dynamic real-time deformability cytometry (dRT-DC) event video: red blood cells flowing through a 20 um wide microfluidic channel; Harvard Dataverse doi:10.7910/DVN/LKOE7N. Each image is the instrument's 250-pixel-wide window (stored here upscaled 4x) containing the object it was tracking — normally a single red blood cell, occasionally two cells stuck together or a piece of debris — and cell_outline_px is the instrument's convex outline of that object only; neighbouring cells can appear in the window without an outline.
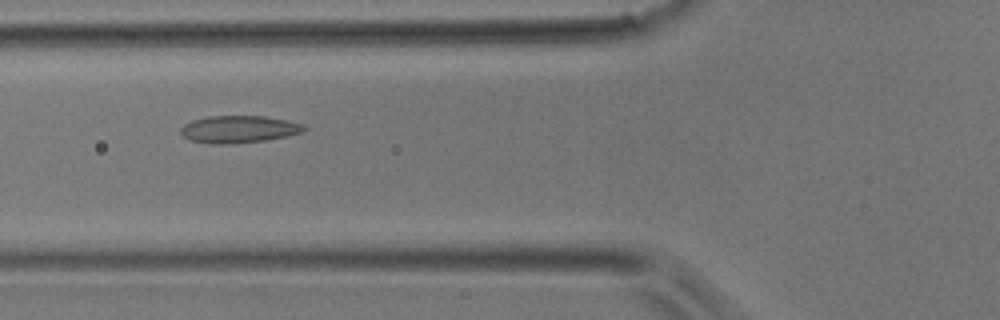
{"species": "common noctule bat (a hibernating species)", "species_latin": "Nyctalus noctula", "temperature_condition": "room temperature", "stored_images_in_passage": 36, "camera_frame_rate_fps": 3000, "um_per_image_px": 0.085, "animal": {"sex": "male", "body_mass_g": 17.9}, "frame": {"image": 1, "passage_image": 7, "time_ms": 2.0, "image_size_px": [1000, 320], "cell_outline_px": [[308, 128], [304, 132], [288, 136], [264, 140], [228, 144], [216, 144], [188, 140], [180, 132], [180, 128], [184, 124], [192, 120], [208, 116], [264, 116], [288, 120], [304, 124]], "centroid_in_image_um": [20.32, 10.98], "position_along_channel_um": 105.5, "area_um2": 19.71}}
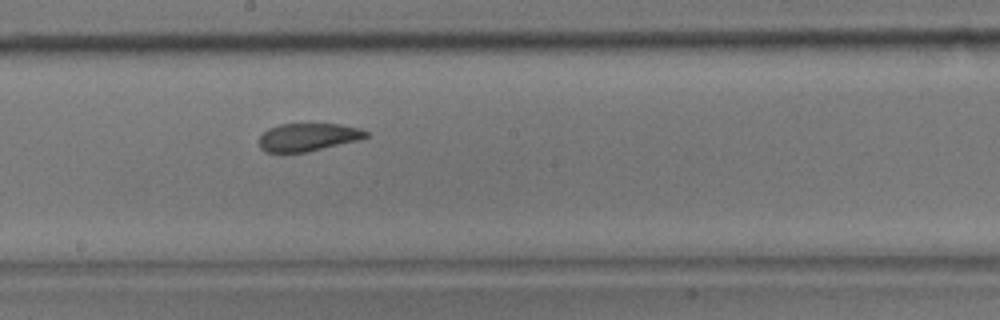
{"frame": {"image": 2, "passage_image": 15, "time_ms": 4.667, "image_size_px": [1000, 320], "cell_outline_px": [[372, 136], [360, 140], [304, 152], [264, 152], [260, 148], [260, 136], [268, 128], [280, 124], [340, 124], [360, 128], [368, 132]], "centroid_in_image_um": [26.22, 11.65], "position_along_channel_um": 222.0, "area_um2": 17.4}}
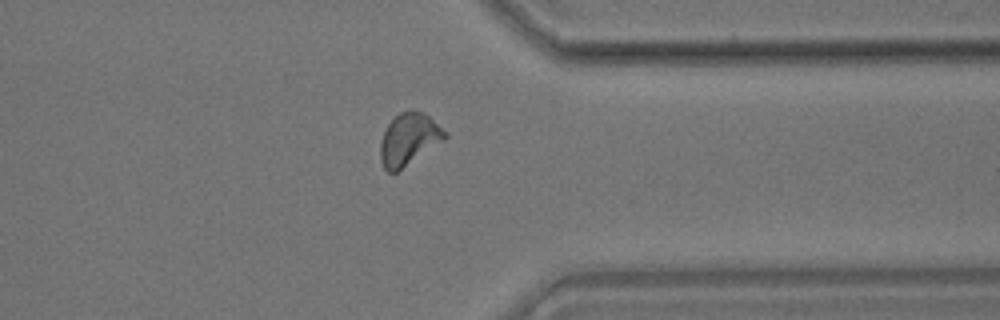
{"frame": {"image": 3, "passage_image": 26, "time_ms": 8.333, "image_size_px": [1000, 320], "cell_outline_px": [[448, 136], [444, 140], [396, 172], [388, 172], [384, 168], [380, 160], [380, 144], [384, 132], [388, 124], [400, 112], [424, 112], [448, 132]], "centroid_in_image_um": [34.76, 11.84], "position_along_channel_um": 376.6, "area_um2": 19.19}}